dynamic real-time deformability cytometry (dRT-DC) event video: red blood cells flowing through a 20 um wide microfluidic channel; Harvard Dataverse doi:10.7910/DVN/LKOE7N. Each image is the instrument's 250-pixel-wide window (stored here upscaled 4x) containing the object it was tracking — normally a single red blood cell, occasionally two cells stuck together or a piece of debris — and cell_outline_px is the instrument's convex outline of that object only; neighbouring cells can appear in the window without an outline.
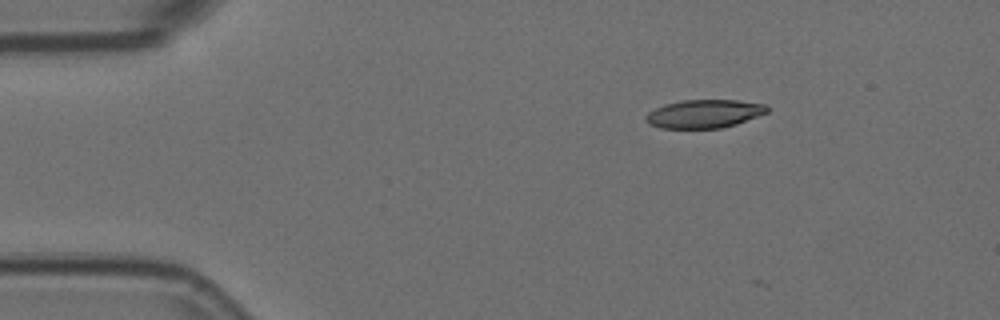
{"species": "Egyptian fruit bat (a non-hibernating species)", "species_latin": "Rousettus aegyptiacus", "temperature_condition": "room temperature", "stored_images_in_passage": 2, "camera_frame_rate_fps": 3000, "um_per_image_px": 0.085, "animal": {"sex": "female"}, "frame": {"image": 1, "passage_image": 1, "time_ms": 0.0, "image_size_px": [1000, 320], "cell_outline_px": [[768, 112], [736, 124], [720, 128], [660, 128], [648, 124], [644, 120], [644, 116], [648, 112], [656, 108], [668, 104], [684, 100], [736, 100], [764, 104], [768, 108]], "centroid_in_image_um": [59.82, 9.68], "position_along_channel_um": 25.2, "area_um2": 19.88}}